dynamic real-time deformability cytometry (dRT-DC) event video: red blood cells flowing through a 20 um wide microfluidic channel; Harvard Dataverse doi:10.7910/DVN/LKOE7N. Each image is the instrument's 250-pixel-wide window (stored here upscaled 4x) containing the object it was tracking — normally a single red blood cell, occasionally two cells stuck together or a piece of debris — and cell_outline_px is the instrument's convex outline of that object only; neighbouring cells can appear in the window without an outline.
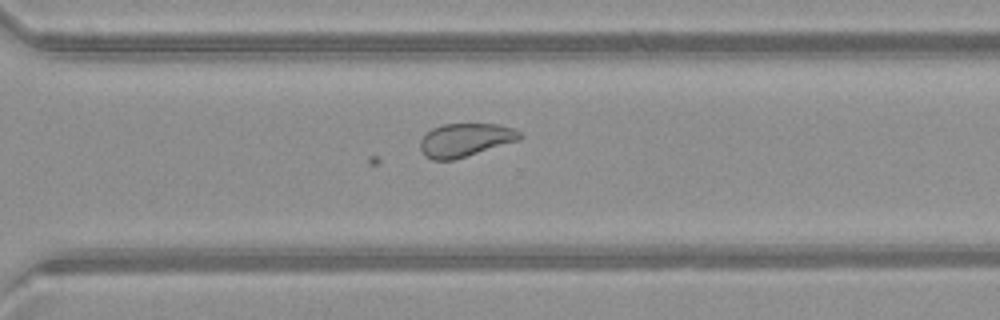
{"species": "common noctule bat (a hibernating species)", "species_latin": "Nyctalus noctula", "temperature_condition": "warm", "stored_images_in_passage": 39, "camera_frame_rate_fps": 3000, "um_per_image_px": 0.085, "animal": {"sex": "female", "body_mass_g": 21.9}, "frame": {"image": 1, "passage_image": 28, "time_ms": 9.0, "image_size_px": [1000, 320], "cell_outline_px": [[524, 136], [520, 140], [452, 160], [432, 160], [424, 156], [420, 148], [420, 140], [432, 128], [444, 124], [500, 124], [512, 128], [520, 132]], "centroid_in_image_um": [39.55, 11.89], "position_along_channel_um": 331.0, "area_um2": 19.31}}
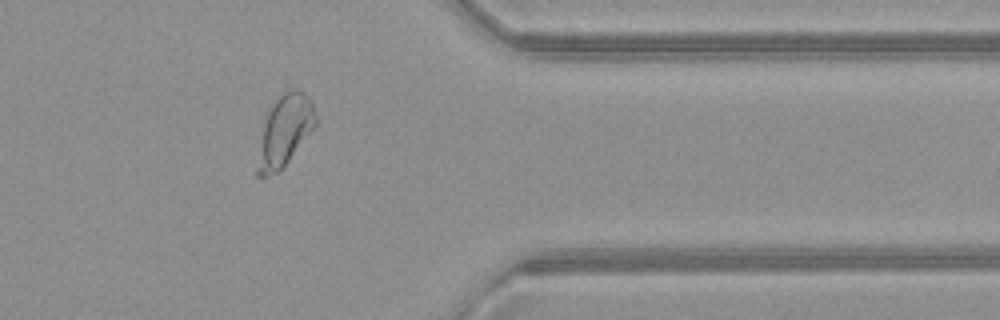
{"frame": {"image": 2, "passage_image": 33, "time_ms": 10.667, "image_size_px": [1000, 320], "cell_outline_px": [[316, 124], [288, 160], [276, 172], [264, 176], [256, 176], [256, 168], [264, 124], [268, 108], [284, 92], [292, 88], [304, 92], [312, 100], [316, 112]], "centroid_in_image_um": [24.21, 11.05], "position_along_channel_um": 387.2, "area_um2": 23.41}}